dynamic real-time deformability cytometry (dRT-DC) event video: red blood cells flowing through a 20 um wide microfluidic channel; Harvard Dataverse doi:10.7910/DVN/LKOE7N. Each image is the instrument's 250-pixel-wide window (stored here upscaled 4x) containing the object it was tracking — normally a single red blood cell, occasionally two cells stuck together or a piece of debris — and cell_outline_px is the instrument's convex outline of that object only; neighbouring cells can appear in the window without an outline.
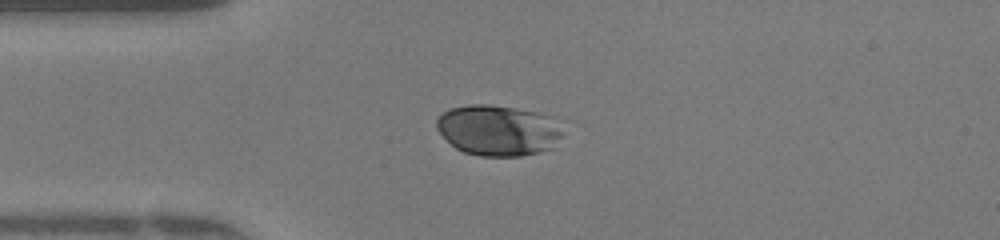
{"species": "human", "species_latin": "Homo sapiens", "temperature_condition": "warm", "stored_images_in_passage": 48, "camera_frame_rate_fps": 3000, "um_per_image_px": 0.085, "donor": {"sex": "female"}, "frame": {"image": 1, "passage_image": 12, "time_ms": 3.667, "image_size_px": [1000, 240], "cell_outline_px": [[560, 136], [556, 148], [540, 152], [520, 156], [480, 156], [464, 152], [456, 148], [436, 128], [436, 120], [448, 108], [472, 104], [488, 104], [516, 108], [536, 112], [552, 116], [560, 132]], "centroid_in_image_um": [42.34, 11.08], "position_along_channel_um": 42.7, "area_um2": 37.22}}
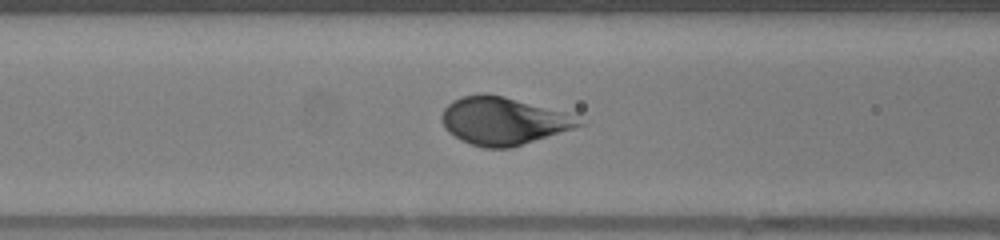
{"frame": {"image": 2, "passage_image": 19, "time_ms": 6.0, "image_size_px": [1000, 240], "cell_outline_px": [[588, 124], [512, 148], [484, 148], [460, 140], [448, 132], [444, 128], [440, 116], [444, 108], [452, 100], [460, 96], [480, 92], [484, 92], [504, 96], [576, 112]], "centroid_in_image_um": [42.88, 10.25], "position_along_channel_um": 123.7, "area_um2": 39.59}}
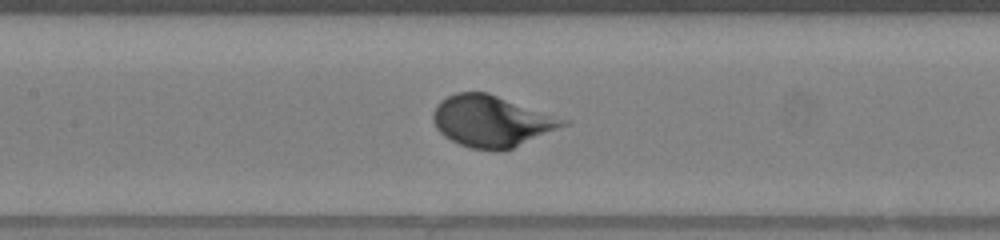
{"frame": {"image": 3, "passage_image": 22, "time_ms": 7.0, "image_size_px": [1000, 240], "cell_outline_px": [[572, 120], [568, 124], [512, 148], [500, 152], [496, 152], [472, 148], [460, 144], [444, 136], [436, 128], [432, 120], [432, 112], [436, 104], [440, 100], [456, 92], [488, 92]], "centroid_in_image_um": [41.79, 10.29], "position_along_channel_um": 165.6, "area_um2": 39.25}}